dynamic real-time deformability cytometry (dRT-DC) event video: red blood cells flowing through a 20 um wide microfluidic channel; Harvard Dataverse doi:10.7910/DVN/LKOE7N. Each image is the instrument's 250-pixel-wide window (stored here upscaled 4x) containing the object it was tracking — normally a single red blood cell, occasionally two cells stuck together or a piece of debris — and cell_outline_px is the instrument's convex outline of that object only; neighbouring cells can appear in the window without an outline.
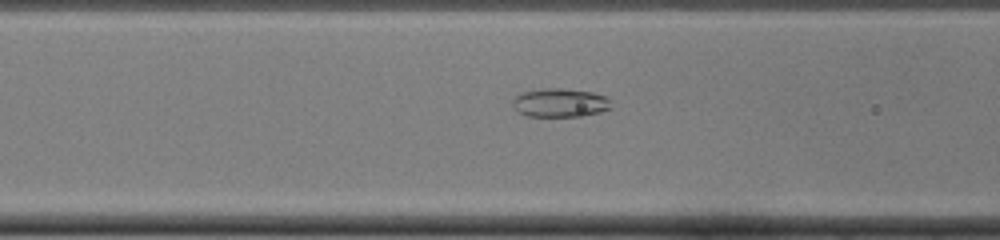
{"species": "common noctule bat (a hibernating species)", "species_latin": "Nyctalus noctula", "temperature_condition": "cold", "stored_images_in_passage": 51, "camera_frame_rate_fps": 3000, "um_per_image_px": 0.085, "animal": {"sex": "female", "body_mass_g": 22.0, "forearm_length_mm": 56.7}, "frame": {"image": 1, "passage_image": 20, "time_ms": 6.333, "image_size_px": [1000, 240], "cell_outline_px": [[612, 108], [600, 112], [580, 116], [528, 116], [520, 112], [512, 104], [512, 100], [520, 92], [544, 88], [560, 88], [592, 92], [608, 96]], "centroid_in_image_um": [47.62, 8.72], "position_along_channel_um": 119.0, "area_um2": 16.47}}
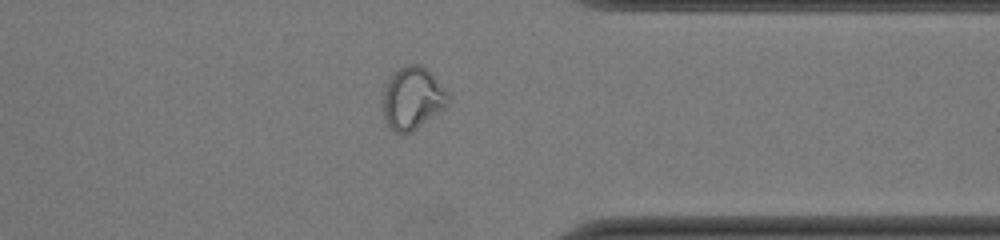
{"frame": {"image": 2, "passage_image": 40, "time_ms": 13.0, "image_size_px": [1000, 240], "cell_outline_px": [[448, 104], [444, 108], [412, 132], [396, 132], [388, 124], [384, 116], [380, 100], [384, 88], [392, 72], [404, 64], [420, 64], [432, 72], [448, 92]], "centroid_in_image_um": [35.04, 8.3], "position_along_channel_um": 376.4, "area_um2": 24.04}}
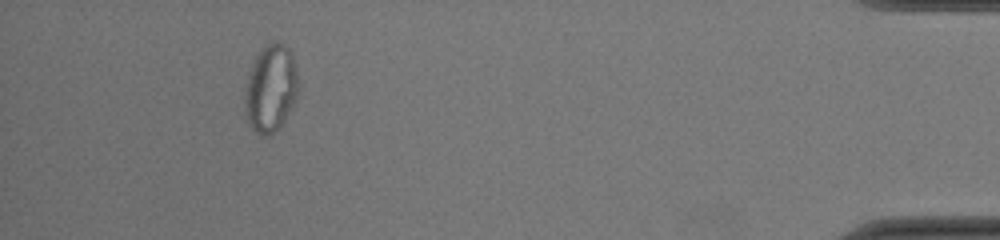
{"frame": {"image": 3, "passage_image": 47, "time_ms": 15.333, "image_size_px": [1000, 240], "cell_outline_px": [[300, 92], [284, 120], [268, 136], [264, 136], [256, 132], [248, 124], [244, 112], [244, 92], [248, 76], [252, 64], [256, 56], [268, 44], [284, 44], [292, 52], [300, 88]], "centroid_in_image_um": [23.01, 7.54], "position_along_channel_um": 412.2, "area_um2": 27.11}, "authors_computed_cell_mechanics": {"area_um2": 21.7906, "velocity_mm_per_s": 3.944, "shape_relaxation_time_tau1_ms": null, "shape_relaxation_time_tau2_ms": 2.406, "deformation_change_tau1": null, "deformation_change_tau2": 0.0586}}